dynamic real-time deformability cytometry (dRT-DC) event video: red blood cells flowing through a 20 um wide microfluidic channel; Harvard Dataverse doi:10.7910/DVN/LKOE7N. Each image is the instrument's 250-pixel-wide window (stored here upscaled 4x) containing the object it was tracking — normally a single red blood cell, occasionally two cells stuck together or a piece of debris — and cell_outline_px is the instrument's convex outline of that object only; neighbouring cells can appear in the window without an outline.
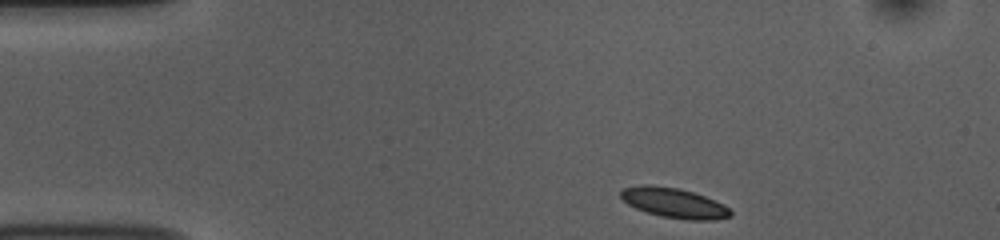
{"species": "common noctule bat (a hibernating species)", "species_latin": "Nyctalus noctula", "temperature_condition": "room temperature", "stored_images_in_passage": 46, "camera_frame_rate_fps": 3000, "um_per_image_px": 0.085, "animal": {"sex": "female", "body_mass_g": 10.0, "forearm_length_mm": 53.1}, "frame": {"image": 1, "passage_image": 1, "time_ms": 0.0, "image_size_px": [1000, 240], "cell_outline_px": [[732, 216], [716, 220], [688, 220], [660, 216], [636, 208], [628, 204], [620, 196], [620, 192], [624, 188], [640, 184], [652, 184], [680, 188], [704, 196], [724, 204], [732, 212]], "centroid_in_image_um": [57.3, 17.24], "position_along_channel_um": 27.7, "area_um2": 19.25}}
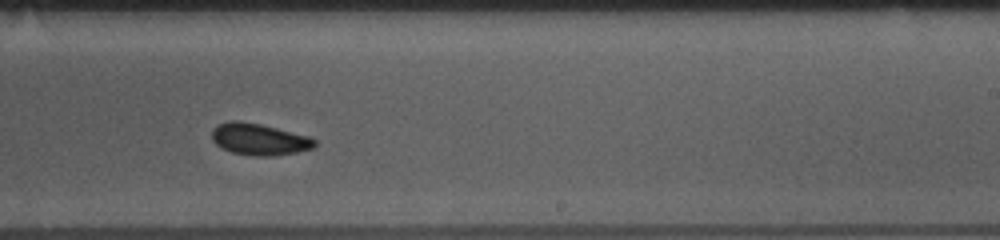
{"frame": {"image": 2, "passage_image": 25, "time_ms": 8.0, "image_size_px": [1000, 240], "cell_outline_px": [[316, 144], [312, 148], [296, 152], [272, 156], [252, 156], [232, 152], [220, 148], [212, 140], [212, 128], [216, 124], [228, 120], [240, 120], [260, 124], [308, 136], [316, 140]], "centroid_in_image_um": [21.96, 11.83], "position_along_channel_um": 267.0, "area_um2": 19.07}}
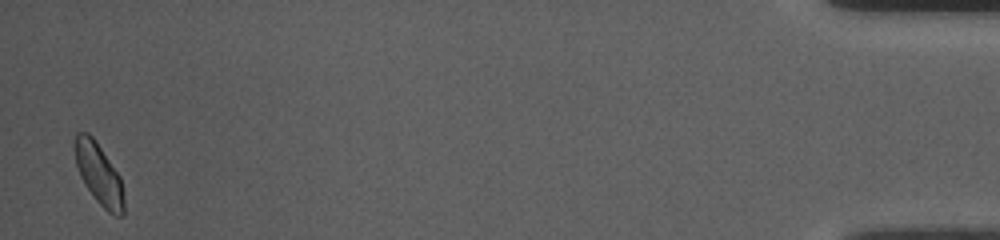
{"frame": {"image": 3, "passage_image": 45, "time_ms": 14.667, "image_size_px": [1000, 240], "cell_outline_px": [[124, 216], [116, 216], [108, 212], [96, 200], [84, 184], [80, 176], [76, 164], [72, 144], [76, 132], [88, 132], [92, 136], [120, 176], [124, 196]], "centroid_in_image_um": [8.38, 14.78], "position_along_channel_um": 426.8, "area_um2": 17.69}, "authors_computed_cell_mechanics": {"area_um2": 18.6116, "velocity_mm_per_s": 3.7134, "shape_relaxation_time_tau1_ms": 5.2265, "shape_relaxation_time_tau2_ms": 4.8921, "deformation_change_tau1": 0.0937, "deformation_change_tau2": 0.0676}}